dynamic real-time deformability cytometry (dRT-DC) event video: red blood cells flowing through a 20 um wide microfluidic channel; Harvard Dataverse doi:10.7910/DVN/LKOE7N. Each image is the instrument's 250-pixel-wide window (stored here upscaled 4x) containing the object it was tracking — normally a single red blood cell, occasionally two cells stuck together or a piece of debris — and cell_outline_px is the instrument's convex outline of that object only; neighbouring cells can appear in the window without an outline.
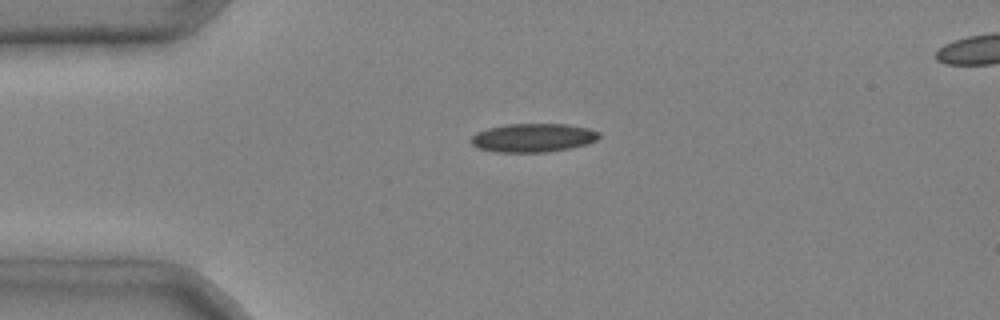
{"species": "common noctule bat (a hibernating species)", "species_latin": "Nyctalus noctula", "temperature_condition": "cold", "stored_images_in_passage": 5, "camera_frame_rate_fps": 3000, "um_per_image_px": 0.085, "animal": {"sex": "male", "body_mass_g": 20.4}, "frame": {"image": 1, "passage_image": 3, "time_ms": 0.667, "image_size_px": [1000, 320], "cell_outline_px": [[600, 136], [596, 140], [588, 144], [572, 148], [548, 152], [496, 152], [476, 148], [468, 140], [476, 132], [488, 128], [508, 124], [568, 124], [588, 128], [600, 132]], "centroid_in_image_um": [45.3, 11.71], "position_along_channel_um": 39.7, "area_um2": 21.62}}
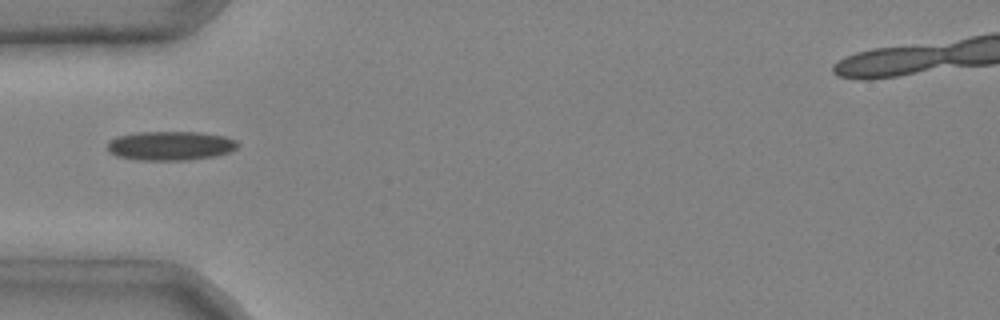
{"frame": {"image": 2, "passage_image": 4, "time_ms": 1.0, "image_size_px": [1000, 320], "cell_outline_px": [[240, 144], [236, 148], [228, 152], [216, 156], [188, 160], [140, 160], [116, 156], [108, 152], [108, 140], [116, 136], [136, 132], [196, 132], [224, 136], [236, 140]], "centroid_in_image_um": [14.46, 12.39], "position_along_channel_um": 70.5, "area_um2": 22.25}}